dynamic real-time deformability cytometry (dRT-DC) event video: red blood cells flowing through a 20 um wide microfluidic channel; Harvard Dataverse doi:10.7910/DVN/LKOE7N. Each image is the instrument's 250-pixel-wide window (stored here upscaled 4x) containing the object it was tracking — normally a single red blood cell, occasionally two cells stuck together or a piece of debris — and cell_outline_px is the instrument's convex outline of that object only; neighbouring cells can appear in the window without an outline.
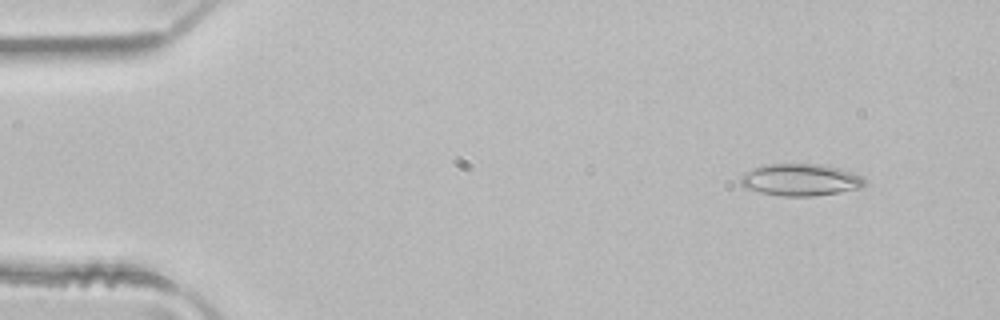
{"species": "common noctule bat (a hibernating species)", "species_latin": "Nyctalus noctula", "temperature_condition": "room temperature", "stored_images_in_passage": 4, "camera_frame_rate_fps": 3000, "um_per_image_px": 0.085, "animal": {"sex": "male", "body_mass_g": 21.5, "forearm_length_mm": 52.0}, "frame": {"image": 1, "passage_image": 2, "time_ms": 0.333, "image_size_px": [1000, 320], "cell_outline_px": [[868, 184], [864, 188], [840, 192], [812, 196], [784, 196], [760, 192], [744, 188], [740, 184], [740, 176], [744, 172], [764, 164], [820, 164], [840, 168], [864, 176], [868, 180]], "centroid_in_image_um": [68.1, 15.28], "position_along_channel_um": 16.9, "area_um2": 23.58}}